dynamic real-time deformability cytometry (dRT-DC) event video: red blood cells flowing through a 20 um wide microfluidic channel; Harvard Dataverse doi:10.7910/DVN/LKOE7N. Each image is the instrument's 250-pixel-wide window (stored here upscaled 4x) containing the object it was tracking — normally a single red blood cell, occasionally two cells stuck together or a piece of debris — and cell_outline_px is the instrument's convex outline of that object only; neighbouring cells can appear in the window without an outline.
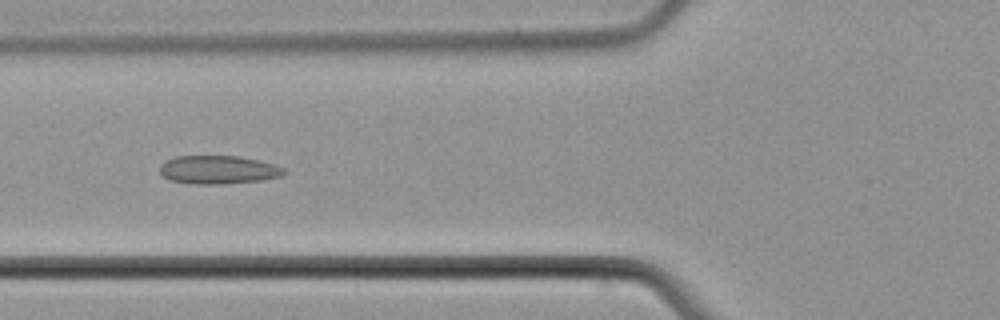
{"species": "common noctule bat (a hibernating species)", "species_latin": "Nyctalus noctula", "temperature_condition": "cold", "stored_images_in_passage": 8, "camera_frame_rate_fps": 3000, "um_per_image_px": 0.085, "animal": {"sex": "male", "body_mass_g": 21.5, "forearm_length_mm": 52.0}, "frame": {"image": 1, "passage_image": 6, "time_ms": 6.333, "image_size_px": [1000, 320], "cell_outline_px": [[288, 172], [280, 176], [260, 180], [224, 184], [192, 184], [168, 180], [160, 172], [160, 164], [176, 156], [236, 156], [260, 160], [276, 164], [284, 168]], "centroid_in_image_um": [18.57, 14.43], "position_along_channel_um": 107.2, "area_um2": 20.63}}
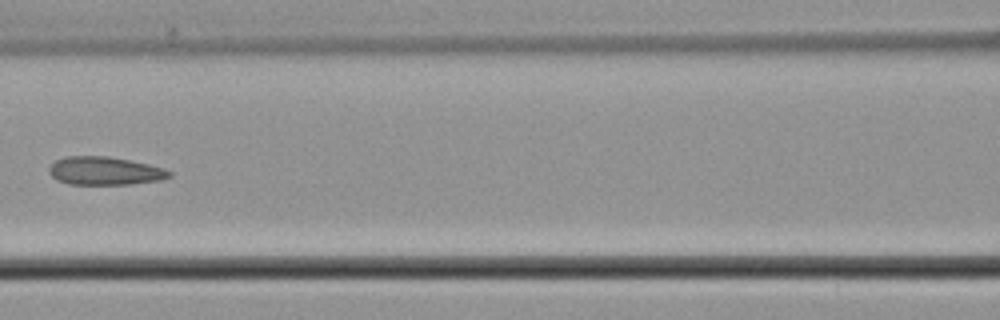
{"frame": {"image": 2, "passage_image": 7, "time_ms": 7.667, "image_size_px": [1000, 320], "cell_outline_px": [[172, 176], [160, 180], [128, 184], [68, 184], [56, 180], [48, 172], [48, 168], [56, 160], [68, 156], [108, 156], [148, 164], [164, 168], [172, 172]], "centroid_in_image_um": [8.9, 14.53], "position_along_channel_um": 157.7, "area_um2": 19.71}}
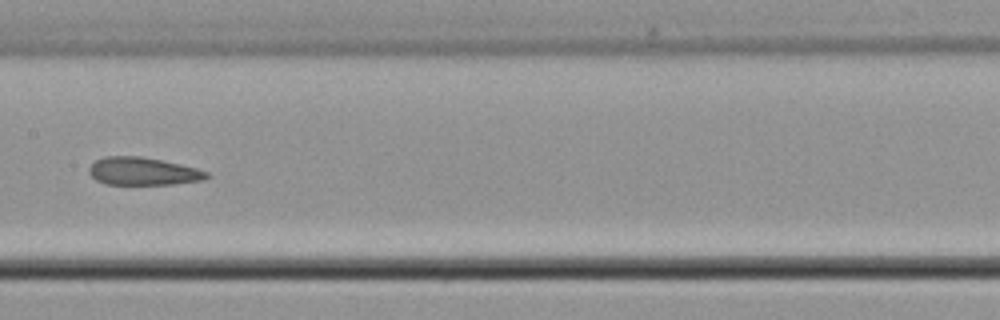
{"frame": {"image": 3, "passage_image": 8, "time_ms": 8.667, "image_size_px": [1000, 320], "cell_outline_px": [[212, 176], [204, 180], [172, 184], [104, 184], [96, 180], [88, 172], [88, 168], [96, 160], [104, 156], [140, 156], [180, 164], [196, 168], [208, 172]], "centroid_in_image_um": [12.16, 14.56], "position_along_channel_um": 195.2, "area_um2": 19.07}}